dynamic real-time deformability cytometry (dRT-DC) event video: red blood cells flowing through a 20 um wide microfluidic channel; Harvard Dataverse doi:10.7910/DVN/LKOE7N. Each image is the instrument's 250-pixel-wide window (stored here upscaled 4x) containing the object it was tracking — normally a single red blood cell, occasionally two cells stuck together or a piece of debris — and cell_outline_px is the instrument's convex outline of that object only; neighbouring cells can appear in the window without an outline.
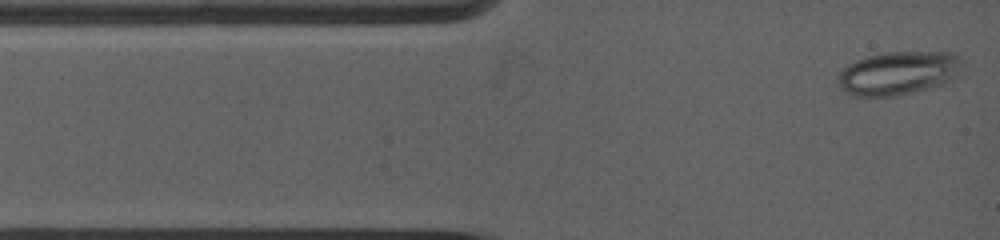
{"species": "common noctule bat (a hibernating species)", "species_latin": "Nyctalus noctula", "temperature_condition": "warm", "stored_images_in_passage": 15, "camera_frame_rate_fps": 5000, "um_per_image_px": 0.085, "animal": {"sex": "female", "body_mass_g": 19.0, "forearm_length_mm": 53.3}, "frame": {"image": 1, "passage_image": 1, "time_ms": 0.0, "image_size_px": [1000, 240], "cell_outline_px": [[964, 64], [956, 76], [944, 84], [896, 96], [856, 96], [844, 92], [836, 80], [836, 76], [848, 64], [856, 60], [868, 56], [884, 52], [952, 52], [960, 56]], "centroid_in_image_um": [76.37, 6.2], "position_along_channel_um": 8.6, "area_um2": 31.73}}
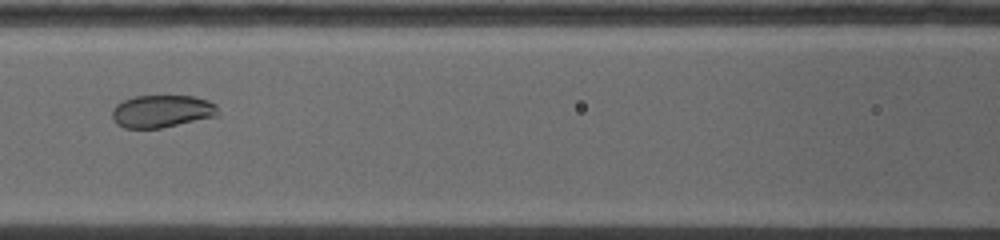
{"frame": {"image": 2, "passage_image": 11, "time_ms": 4.8, "image_size_px": [1000, 240], "cell_outline_px": [[220, 116], [160, 128], [124, 128], [116, 124], [112, 120], [112, 108], [116, 104], [132, 96], [192, 96], [208, 100], [216, 104], [220, 112]], "centroid_in_image_um": [13.77, 9.46], "position_along_channel_um": 152.8, "area_um2": 20.4}}
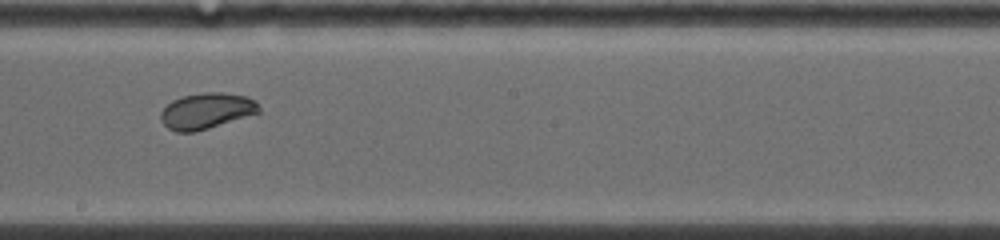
{"frame": {"image": 3, "passage_image": 14, "time_ms": 6.8, "image_size_px": [1000, 240], "cell_outline_px": [[260, 112], [208, 128], [192, 132], [176, 132], [168, 128], [160, 120], [160, 112], [172, 100], [184, 96], [204, 92], [224, 92], [248, 96], [256, 100], [260, 108]], "centroid_in_image_um": [17.55, 9.41], "position_along_channel_um": 230.6, "area_um2": 20.52}}